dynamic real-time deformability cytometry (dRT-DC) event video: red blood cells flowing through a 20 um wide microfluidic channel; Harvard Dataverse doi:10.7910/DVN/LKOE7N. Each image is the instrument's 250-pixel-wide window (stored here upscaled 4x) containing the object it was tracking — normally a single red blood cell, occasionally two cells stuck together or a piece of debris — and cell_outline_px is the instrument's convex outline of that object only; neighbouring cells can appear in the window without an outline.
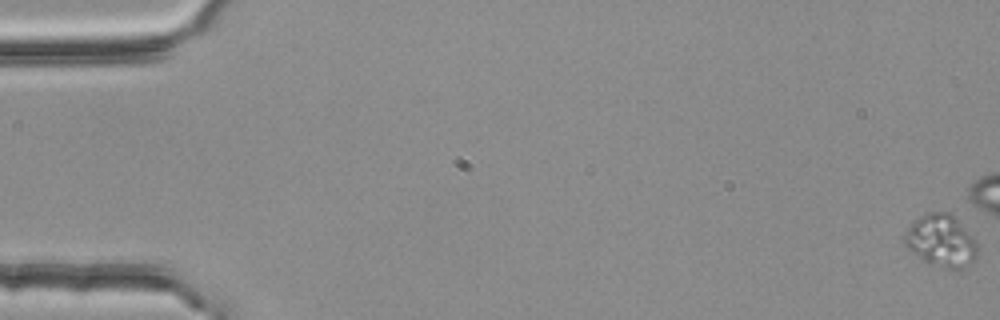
{"species": "common noctule bat (a hibernating species)", "species_latin": "Nyctalus noctula", "temperature_condition": "room temperature", "stored_images_in_passage": 4, "camera_frame_rate_fps": 3000, "um_per_image_px": 0.085, "animal": {"sex": "female", "body_mass_g": 25.1}, "frame": {"image": 1, "passage_image": 1, "time_ms": 0.0, "image_size_px": [1000, 320], "cell_outline_px": [[976, 260], [964, 268], [948, 268], [928, 264], [912, 252], [904, 244], [904, 236], [908, 228], [924, 212], [948, 212], [976, 240]], "centroid_in_image_um": [79.98, 20.48], "position_along_channel_um": 5.0, "area_um2": 21.85}}